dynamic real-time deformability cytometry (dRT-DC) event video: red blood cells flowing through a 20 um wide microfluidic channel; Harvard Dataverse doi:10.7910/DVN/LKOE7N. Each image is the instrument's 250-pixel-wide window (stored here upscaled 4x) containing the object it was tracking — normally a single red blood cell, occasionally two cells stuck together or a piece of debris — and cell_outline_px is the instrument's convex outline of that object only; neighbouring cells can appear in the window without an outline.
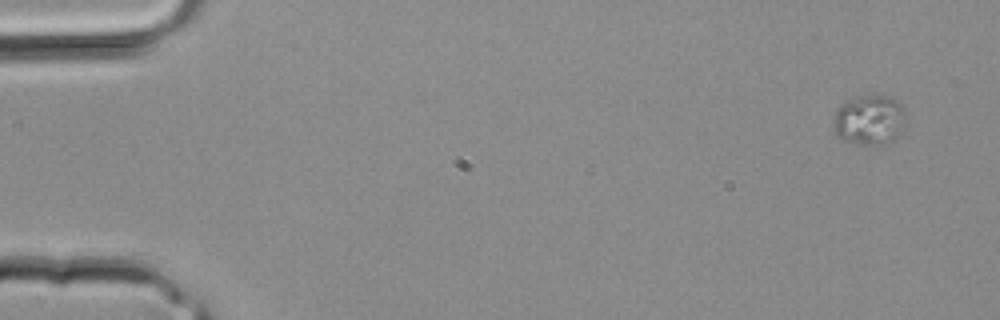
{"species": "common noctule bat (a hibernating species)", "species_latin": "Nyctalus noctula", "temperature_condition": "room temperature", "stored_images_in_passage": 3, "camera_frame_rate_fps": 3000, "um_per_image_px": 0.085, "animal": {"sex": "male", "body_mass_g": 20.4}, "frame": {"image": 1, "passage_image": 1, "time_ms": 0.0, "image_size_px": [1000, 320], "cell_outline_px": [[904, 128], [892, 140], [884, 144], [860, 144], [844, 140], [836, 132], [836, 112], [852, 96], [868, 92], [880, 92], [900, 100], [904, 108]], "centroid_in_image_um": [73.98, 10.09], "position_along_channel_um": 11.0, "area_um2": 21.33}}
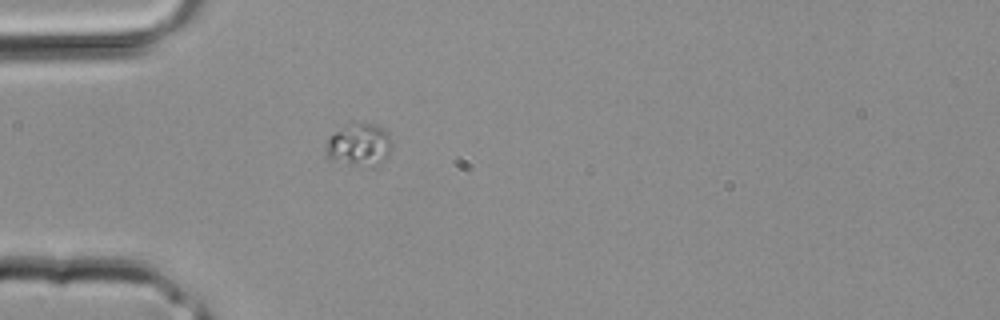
{"frame": {"image": 2, "passage_image": 3, "time_ms": 0.667, "image_size_px": [1000, 320], "cell_outline_px": [[392, 144], [388, 152], [384, 156], [352, 164], [328, 160], [324, 156], [324, 148], [328, 136], [352, 120], [372, 124], [384, 128], [388, 132]], "centroid_in_image_um": [30.37, 12.16], "position_along_channel_um": 54.6, "area_um2": 15.78}}